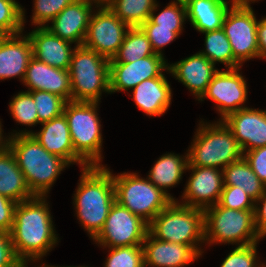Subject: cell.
Returning <instances> with one entry per match:
<instances>
[{
    "mask_svg": "<svg viewBox=\"0 0 266 267\" xmlns=\"http://www.w3.org/2000/svg\"><path fill=\"white\" fill-rule=\"evenodd\" d=\"M0 194L16 203L35 196L8 146L0 152Z\"/></svg>",
    "mask_w": 266,
    "mask_h": 267,
    "instance_id": "cell-25",
    "label": "cell"
},
{
    "mask_svg": "<svg viewBox=\"0 0 266 267\" xmlns=\"http://www.w3.org/2000/svg\"><path fill=\"white\" fill-rule=\"evenodd\" d=\"M151 43L140 27H130L117 54L109 63H130L154 55Z\"/></svg>",
    "mask_w": 266,
    "mask_h": 267,
    "instance_id": "cell-29",
    "label": "cell"
},
{
    "mask_svg": "<svg viewBox=\"0 0 266 267\" xmlns=\"http://www.w3.org/2000/svg\"><path fill=\"white\" fill-rule=\"evenodd\" d=\"M243 153L266 146V111L244 108L223 119Z\"/></svg>",
    "mask_w": 266,
    "mask_h": 267,
    "instance_id": "cell-16",
    "label": "cell"
},
{
    "mask_svg": "<svg viewBox=\"0 0 266 267\" xmlns=\"http://www.w3.org/2000/svg\"><path fill=\"white\" fill-rule=\"evenodd\" d=\"M256 244L236 247L222 262L220 267H263L256 262Z\"/></svg>",
    "mask_w": 266,
    "mask_h": 267,
    "instance_id": "cell-40",
    "label": "cell"
},
{
    "mask_svg": "<svg viewBox=\"0 0 266 267\" xmlns=\"http://www.w3.org/2000/svg\"><path fill=\"white\" fill-rule=\"evenodd\" d=\"M171 88L162 73L159 77L142 81L133 88L136 106L149 116L165 113L171 103Z\"/></svg>",
    "mask_w": 266,
    "mask_h": 267,
    "instance_id": "cell-24",
    "label": "cell"
},
{
    "mask_svg": "<svg viewBox=\"0 0 266 267\" xmlns=\"http://www.w3.org/2000/svg\"><path fill=\"white\" fill-rule=\"evenodd\" d=\"M105 267H144L142 245L110 248Z\"/></svg>",
    "mask_w": 266,
    "mask_h": 267,
    "instance_id": "cell-35",
    "label": "cell"
},
{
    "mask_svg": "<svg viewBox=\"0 0 266 267\" xmlns=\"http://www.w3.org/2000/svg\"><path fill=\"white\" fill-rule=\"evenodd\" d=\"M262 202V206L258 207L256 203ZM254 222L256 232L259 238L266 235V191L255 201Z\"/></svg>",
    "mask_w": 266,
    "mask_h": 267,
    "instance_id": "cell-44",
    "label": "cell"
},
{
    "mask_svg": "<svg viewBox=\"0 0 266 267\" xmlns=\"http://www.w3.org/2000/svg\"><path fill=\"white\" fill-rule=\"evenodd\" d=\"M0 267H25L17 258L10 233L0 231Z\"/></svg>",
    "mask_w": 266,
    "mask_h": 267,
    "instance_id": "cell-41",
    "label": "cell"
},
{
    "mask_svg": "<svg viewBox=\"0 0 266 267\" xmlns=\"http://www.w3.org/2000/svg\"><path fill=\"white\" fill-rule=\"evenodd\" d=\"M142 247L144 267H183L199 257L190 246L158 240L149 232Z\"/></svg>",
    "mask_w": 266,
    "mask_h": 267,
    "instance_id": "cell-20",
    "label": "cell"
},
{
    "mask_svg": "<svg viewBox=\"0 0 266 267\" xmlns=\"http://www.w3.org/2000/svg\"><path fill=\"white\" fill-rule=\"evenodd\" d=\"M239 68H228L227 71H217L207 86L205 93L199 99L210 98L217 103L221 121L229 114L239 111L247 99V83L239 73ZM242 105V106H241Z\"/></svg>",
    "mask_w": 266,
    "mask_h": 267,
    "instance_id": "cell-13",
    "label": "cell"
},
{
    "mask_svg": "<svg viewBox=\"0 0 266 267\" xmlns=\"http://www.w3.org/2000/svg\"><path fill=\"white\" fill-rule=\"evenodd\" d=\"M43 128L38 133L22 131L17 134H31L44 149L65 160L69 165L79 163L83 168L89 165L74 151L68 121L62 113L50 121L41 123Z\"/></svg>",
    "mask_w": 266,
    "mask_h": 267,
    "instance_id": "cell-17",
    "label": "cell"
},
{
    "mask_svg": "<svg viewBox=\"0 0 266 267\" xmlns=\"http://www.w3.org/2000/svg\"><path fill=\"white\" fill-rule=\"evenodd\" d=\"M82 171L74 204L81 224L94 239L103 229L115 202L113 174L102 164L88 166Z\"/></svg>",
    "mask_w": 266,
    "mask_h": 267,
    "instance_id": "cell-2",
    "label": "cell"
},
{
    "mask_svg": "<svg viewBox=\"0 0 266 267\" xmlns=\"http://www.w3.org/2000/svg\"><path fill=\"white\" fill-rule=\"evenodd\" d=\"M205 241L246 246L259 241L254 210L224 208L218 203L204 210ZM241 242V243H240Z\"/></svg>",
    "mask_w": 266,
    "mask_h": 267,
    "instance_id": "cell-8",
    "label": "cell"
},
{
    "mask_svg": "<svg viewBox=\"0 0 266 267\" xmlns=\"http://www.w3.org/2000/svg\"><path fill=\"white\" fill-rule=\"evenodd\" d=\"M187 18L193 27L205 33L222 28L229 10L227 0H185Z\"/></svg>",
    "mask_w": 266,
    "mask_h": 267,
    "instance_id": "cell-26",
    "label": "cell"
},
{
    "mask_svg": "<svg viewBox=\"0 0 266 267\" xmlns=\"http://www.w3.org/2000/svg\"><path fill=\"white\" fill-rule=\"evenodd\" d=\"M218 204L235 210H254L255 201L238 186H224Z\"/></svg>",
    "mask_w": 266,
    "mask_h": 267,
    "instance_id": "cell-38",
    "label": "cell"
},
{
    "mask_svg": "<svg viewBox=\"0 0 266 267\" xmlns=\"http://www.w3.org/2000/svg\"><path fill=\"white\" fill-rule=\"evenodd\" d=\"M243 157L260 181L266 185V146L246 151Z\"/></svg>",
    "mask_w": 266,
    "mask_h": 267,
    "instance_id": "cell-42",
    "label": "cell"
},
{
    "mask_svg": "<svg viewBox=\"0 0 266 267\" xmlns=\"http://www.w3.org/2000/svg\"><path fill=\"white\" fill-rule=\"evenodd\" d=\"M156 0H109L108 8L129 27H140L150 18Z\"/></svg>",
    "mask_w": 266,
    "mask_h": 267,
    "instance_id": "cell-30",
    "label": "cell"
},
{
    "mask_svg": "<svg viewBox=\"0 0 266 267\" xmlns=\"http://www.w3.org/2000/svg\"><path fill=\"white\" fill-rule=\"evenodd\" d=\"M52 223L45 196L35 195L17 203L10 236L14 252L25 267L28 260H39L57 243Z\"/></svg>",
    "mask_w": 266,
    "mask_h": 267,
    "instance_id": "cell-1",
    "label": "cell"
},
{
    "mask_svg": "<svg viewBox=\"0 0 266 267\" xmlns=\"http://www.w3.org/2000/svg\"><path fill=\"white\" fill-rule=\"evenodd\" d=\"M24 9L15 0H0V35L22 33Z\"/></svg>",
    "mask_w": 266,
    "mask_h": 267,
    "instance_id": "cell-32",
    "label": "cell"
},
{
    "mask_svg": "<svg viewBox=\"0 0 266 267\" xmlns=\"http://www.w3.org/2000/svg\"><path fill=\"white\" fill-rule=\"evenodd\" d=\"M99 102L68 101L63 113L68 121L74 151L89 165L100 166L102 134L97 114Z\"/></svg>",
    "mask_w": 266,
    "mask_h": 267,
    "instance_id": "cell-7",
    "label": "cell"
},
{
    "mask_svg": "<svg viewBox=\"0 0 266 267\" xmlns=\"http://www.w3.org/2000/svg\"><path fill=\"white\" fill-rule=\"evenodd\" d=\"M157 7L158 4L156 3L149 19L154 24L159 25V27L173 28V31L179 35L183 29L182 25L187 18L185 2L173 1L156 16L154 15V11L157 9Z\"/></svg>",
    "mask_w": 266,
    "mask_h": 267,
    "instance_id": "cell-34",
    "label": "cell"
},
{
    "mask_svg": "<svg viewBox=\"0 0 266 267\" xmlns=\"http://www.w3.org/2000/svg\"><path fill=\"white\" fill-rule=\"evenodd\" d=\"M184 157L181 158V156L174 155V153L162 155L148 175V180L157 188H160L172 200L176 199L167 193L165 189L171 186L173 187L182 179L181 177L184 171L187 170L188 154Z\"/></svg>",
    "mask_w": 266,
    "mask_h": 267,
    "instance_id": "cell-27",
    "label": "cell"
},
{
    "mask_svg": "<svg viewBox=\"0 0 266 267\" xmlns=\"http://www.w3.org/2000/svg\"><path fill=\"white\" fill-rule=\"evenodd\" d=\"M74 0H34L32 23L45 27V23L52 21L66 6Z\"/></svg>",
    "mask_w": 266,
    "mask_h": 267,
    "instance_id": "cell-37",
    "label": "cell"
},
{
    "mask_svg": "<svg viewBox=\"0 0 266 267\" xmlns=\"http://www.w3.org/2000/svg\"><path fill=\"white\" fill-rule=\"evenodd\" d=\"M44 266H40V267H56V266H46L45 264H43ZM68 267H71V266H68ZM81 267H85V266H81Z\"/></svg>",
    "mask_w": 266,
    "mask_h": 267,
    "instance_id": "cell-49",
    "label": "cell"
},
{
    "mask_svg": "<svg viewBox=\"0 0 266 267\" xmlns=\"http://www.w3.org/2000/svg\"><path fill=\"white\" fill-rule=\"evenodd\" d=\"M7 146H8V139L3 141L2 128L0 123V152L3 151Z\"/></svg>",
    "mask_w": 266,
    "mask_h": 267,
    "instance_id": "cell-47",
    "label": "cell"
},
{
    "mask_svg": "<svg viewBox=\"0 0 266 267\" xmlns=\"http://www.w3.org/2000/svg\"><path fill=\"white\" fill-rule=\"evenodd\" d=\"M28 92L36 105L38 123L50 121L63 113L66 101L62 97L42 90Z\"/></svg>",
    "mask_w": 266,
    "mask_h": 267,
    "instance_id": "cell-33",
    "label": "cell"
},
{
    "mask_svg": "<svg viewBox=\"0 0 266 267\" xmlns=\"http://www.w3.org/2000/svg\"><path fill=\"white\" fill-rule=\"evenodd\" d=\"M257 42H258V51L259 58L266 57V18L258 21L257 24Z\"/></svg>",
    "mask_w": 266,
    "mask_h": 267,
    "instance_id": "cell-45",
    "label": "cell"
},
{
    "mask_svg": "<svg viewBox=\"0 0 266 267\" xmlns=\"http://www.w3.org/2000/svg\"><path fill=\"white\" fill-rule=\"evenodd\" d=\"M214 67L215 64L204 55L196 53L178 63L169 65L167 71L188 87L199 100L218 71Z\"/></svg>",
    "mask_w": 266,
    "mask_h": 267,
    "instance_id": "cell-23",
    "label": "cell"
},
{
    "mask_svg": "<svg viewBox=\"0 0 266 267\" xmlns=\"http://www.w3.org/2000/svg\"><path fill=\"white\" fill-rule=\"evenodd\" d=\"M222 171L224 186H238L254 201L266 191V185L260 181L244 157L230 163Z\"/></svg>",
    "mask_w": 266,
    "mask_h": 267,
    "instance_id": "cell-28",
    "label": "cell"
},
{
    "mask_svg": "<svg viewBox=\"0 0 266 267\" xmlns=\"http://www.w3.org/2000/svg\"><path fill=\"white\" fill-rule=\"evenodd\" d=\"M167 68L164 57L156 53L130 63H109L110 92L133 89L146 79L159 77Z\"/></svg>",
    "mask_w": 266,
    "mask_h": 267,
    "instance_id": "cell-15",
    "label": "cell"
},
{
    "mask_svg": "<svg viewBox=\"0 0 266 267\" xmlns=\"http://www.w3.org/2000/svg\"><path fill=\"white\" fill-rule=\"evenodd\" d=\"M93 0H74L66 6L51 22L45 26L53 34L68 42L83 45L89 20L92 15Z\"/></svg>",
    "mask_w": 266,
    "mask_h": 267,
    "instance_id": "cell-18",
    "label": "cell"
},
{
    "mask_svg": "<svg viewBox=\"0 0 266 267\" xmlns=\"http://www.w3.org/2000/svg\"><path fill=\"white\" fill-rule=\"evenodd\" d=\"M148 232L158 240L190 246L200 256L196 243L205 241L204 210L173 200L149 223Z\"/></svg>",
    "mask_w": 266,
    "mask_h": 267,
    "instance_id": "cell-4",
    "label": "cell"
},
{
    "mask_svg": "<svg viewBox=\"0 0 266 267\" xmlns=\"http://www.w3.org/2000/svg\"><path fill=\"white\" fill-rule=\"evenodd\" d=\"M140 28L149 39L153 51L161 56L163 54L160 49L179 36L173 31V28L159 27V25L154 24L150 19L144 22Z\"/></svg>",
    "mask_w": 266,
    "mask_h": 267,
    "instance_id": "cell-39",
    "label": "cell"
},
{
    "mask_svg": "<svg viewBox=\"0 0 266 267\" xmlns=\"http://www.w3.org/2000/svg\"><path fill=\"white\" fill-rule=\"evenodd\" d=\"M17 203L0 194V231L10 233Z\"/></svg>",
    "mask_w": 266,
    "mask_h": 267,
    "instance_id": "cell-43",
    "label": "cell"
},
{
    "mask_svg": "<svg viewBox=\"0 0 266 267\" xmlns=\"http://www.w3.org/2000/svg\"><path fill=\"white\" fill-rule=\"evenodd\" d=\"M96 1L97 4H106L109 0H93Z\"/></svg>",
    "mask_w": 266,
    "mask_h": 267,
    "instance_id": "cell-48",
    "label": "cell"
},
{
    "mask_svg": "<svg viewBox=\"0 0 266 267\" xmlns=\"http://www.w3.org/2000/svg\"><path fill=\"white\" fill-rule=\"evenodd\" d=\"M8 147L34 195L46 196L60 172L69 165L44 149L31 134H12Z\"/></svg>",
    "mask_w": 266,
    "mask_h": 267,
    "instance_id": "cell-3",
    "label": "cell"
},
{
    "mask_svg": "<svg viewBox=\"0 0 266 267\" xmlns=\"http://www.w3.org/2000/svg\"><path fill=\"white\" fill-rule=\"evenodd\" d=\"M96 5L101 9L99 8L96 14L91 15L83 45L111 60L117 54L130 27L106 4Z\"/></svg>",
    "mask_w": 266,
    "mask_h": 267,
    "instance_id": "cell-11",
    "label": "cell"
},
{
    "mask_svg": "<svg viewBox=\"0 0 266 267\" xmlns=\"http://www.w3.org/2000/svg\"><path fill=\"white\" fill-rule=\"evenodd\" d=\"M186 169L193 173L185 187L182 196L185 203L182 204L202 210L216 205L224 188L223 171L196 166H187Z\"/></svg>",
    "mask_w": 266,
    "mask_h": 267,
    "instance_id": "cell-14",
    "label": "cell"
},
{
    "mask_svg": "<svg viewBox=\"0 0 266 267\" xmlns=\"http://www.w3.org/2000/svg\"><path fill=\"white\" fill-rule=\"evenodd\" d=\"M190 148L187 166L219 168L222 165V170L242 159L244 154L223 121L218 124H201Z\"/></svg>",
    "mask_w": 266,
    "mask_h": 267,
    "instance_id": "cell-5",
    "label": "cell"
},
{
    "mask_svg": "<svg viewBox=\"0 0 266 267\" xmlns=\"http://www.w3.org/2000/svg\"><path fill=\"white\" fill-rule=\"evenodd\" d=\"M20 34L0 36V80L16 76L22 81L24 79L33 54L30 38Z\"/></svg>",
    "mask_w": 266,
    "mask_h": 267,
    "instance_id": "cell-21",
    "label": "cell"
},
{
    "mask_svg": "<svg viewBox=\"0 0 266 267\" xmlns=\"http://www.w3.org/2000/svg\"><path fill=\"white\" fill-rule=\"evenodd\" d=\"M257 24L252 7H233L228 10L222 29L232 47L234 58L242 64L259 57Z\"/></svg>",
    "mask_w": 266,
    "mask_h": 267,
    "instance_id": "cell-12",
    "label": "cell"
},
{
    "mask_svg": "<svg viewBox=\"0 0 266 267\" xmlns=\"http://www.w3.org/2000/svg\"><path fill=\"white\" fill-rule=\"evenodd\" d=\"M148 227L142 218L115 201L103 229L93 240L108 248L142 245Z\"/></svg>",
    "mask_w": 266,
    "mask_h": 267,
    "instance_id": "cell-10",
    "label": "cell"
},
{
    "mask_svg": "<svg viewBox=\"0 0 266 267\" xmlns=\"http://www.w3.org/2000/svg\"><path fill=\"white\" fill-rule=\"evenodd\" d=\"M9 108L15 121L28 126L38 124L36 105L29 92H20L14 96Z\"/></svg>",
    "mask_w": 266,
    "mask_h": 267,
    "instance_id": "cell-36",
    "label": "cell"
},
{
    "mask_svg": "<svg viewBox=\"0 0 266 267\" xmlns=\"http://www.w3.org/2000/svg\"><path fill=\"white\" fill-rule=\"evenodd\" d=\"M28 37L32 43V54L36 59L59 69H69L71 56V42L63 40L53 34L46 27H37Z\"/></svg>",
    "mask_w": 266,
    "mask_h": 267,
    "instance_id": "cell-22",
    "label": "cell"
},
{
    "mask_svg": "<svg viewBox=\"0 0 266 267\" xmlns=\"http://www.w3.org/2000/svg\"><path fill=\"white\" fill-rule=\"evenodd\" d=\"M205 46V51L199 53L210 62H221L228 68L242 66L234 58L232 47L222 28L205 32Z\"/></svg>",
    "mask_w": 266,
    "mask_h": 267,
    "instance_id": "cell-31",
    "label": "cell"
},
{
    "mask_svg": "<svg viewBox=\"0 0 266 267\" xmlns=\"http://www.w3.org/2000/svg\"><path fill=\"white\" fill-rule=\"evenodd\" d=\"M115 201L148 224L173 200L148 179L136 173L113 176Z\"/></svg>",
    "mask_w": 266,
    "mask_h": 267,
    "instance_id": "cell-9",
    "label": "cell"
},
{
    "mask_svg": "<svg viewBox=\"0 0 266 267\" xmlns=\"http://www.w3.org/2000/svg\"><path fill=\"white\" fill-rule=\"evenodd\" d=\"M250 1H256V0H232L231 6L233 7H250Z\"/></svg>",
    "mask_w": 266,
    "mask_h": 267,
    "instance_id": "cell-46",
    "label": "cell"
},
{
    "mask_svg": "<svg viewBox=\"0 0 266 267\" xmlns=\"http://www.w3.org/2000/svg\"><path fill=\"white\" fill-rule=\"evenodd\" d=\"M28 91H46L72 101L71 81L68 69L52 67L43 61L31 57L23 79Z\"/></svg>",
    "mask_w": 266,
    "mask_h": 267,
    "instance_id": "cell-19",
    "label": "cell"
},
{
    "mask_svg": "<svg viewBox=\"0 0 266 267\" xmlns=\"http://www.w3.org/2000/svg\"><path fill=\"white\" fill-rule=\"evenodd\" d=\"M72 101L98 102L110 93L109 60L84 45L75 46L70 66Z\"/></svg>",
    "mask_w": 266,
    "mask_h": 267,
    "instance_id": "cell-6",
    "label": "cell"
}]
</instances>
